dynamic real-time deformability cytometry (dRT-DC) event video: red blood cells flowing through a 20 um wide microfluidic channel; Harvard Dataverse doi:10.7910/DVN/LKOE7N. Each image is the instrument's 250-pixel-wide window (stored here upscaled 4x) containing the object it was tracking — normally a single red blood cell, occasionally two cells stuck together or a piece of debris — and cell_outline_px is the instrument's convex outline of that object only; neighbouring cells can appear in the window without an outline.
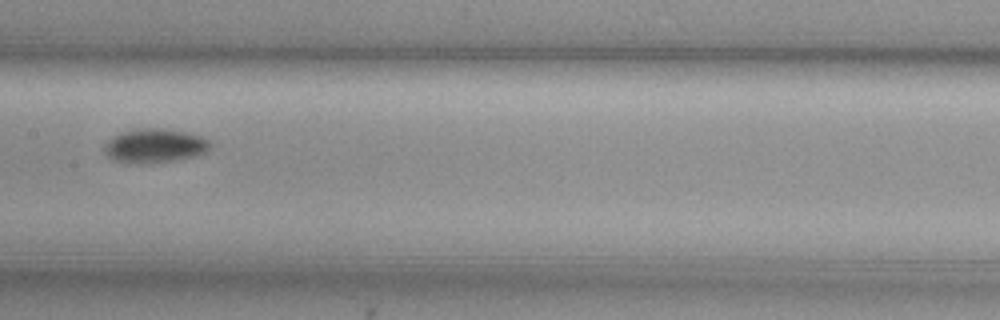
{"species": "common noctule bat (a hibernating species)", "species_latin": "Nyctalus noctula", "temperature_condition": "cold", "stored_images_in_passage": 4, "camera_frame_rate_fps": 3000, "um_per_image_px": 0.085, "animal": {"sex": "female", "body_mass_g": 29.2, "forearm_length_mm": 56.3}, "frame": {"image": 1, "passage_image": 4, "time_ms": 1.0, "image_size_px": [1000, 320], "cell_outline_px": [[208, 148], [204, 152], [192, 156], [176, 160], [152, 164], [124, 164], [112, 160], [104, 152], [104, 144], [112, 136], [120, 132], [136, 128], [164, 128], [184, 132], [200, 136], [208, 140]], "centroid_in_image_um": [13.03, 12.41], "position_along_channel_um": 194.4, "area_um2": 21.27}}